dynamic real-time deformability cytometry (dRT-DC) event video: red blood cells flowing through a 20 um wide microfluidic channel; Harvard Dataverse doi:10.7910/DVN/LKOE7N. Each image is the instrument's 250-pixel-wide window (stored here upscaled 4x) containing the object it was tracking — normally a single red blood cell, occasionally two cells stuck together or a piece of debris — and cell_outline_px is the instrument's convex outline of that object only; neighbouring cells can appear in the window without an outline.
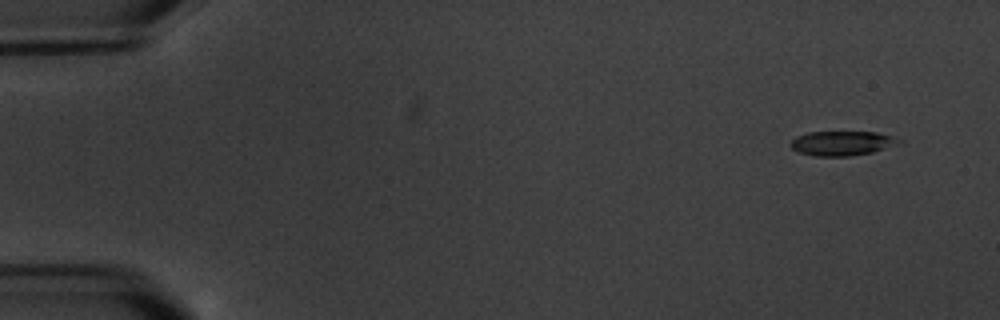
{"species": "common noctule bat (a hibernating species)", "species_latin": "Nyctalus noctula", "temperature_condition": "warm", "stored_images_in_passage": 5, "camera_frame_rate_fps": 3000, "um_per_image_px": 0.085, "animal": {"sex": "male", "body_mass_g": 20.1, "forearm_length_mm": 53.5}, "frame": {"image": 1, "passage_image": 1, "time_ms": 0.0, "image_size_px": [1000, 320], "cell_outline_px": [[904, 140], [896, 144], [872, 152], [848, 156], [812, 156], [796, 152], [788, 144], [796, 136], [808, 132], [876, 132], [892, 136]], "centroid_in_image_um": [71.51, 12.17], "position_along_channel_um": 13.5, "area_um2": 15.49}}
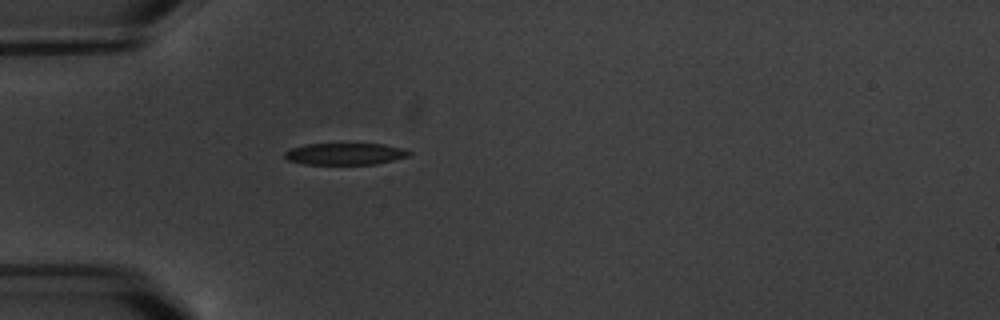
{"frame": {"image": 2, "passage_image": 5, "time_ms": 4.667, "image_size_px": [1000, 320], "cell_outline_px": [[412, 152], [408, 156], [376, 164], [304, 164], [288, 160], [284, 156], [284, 152], [292, 148], [308, 144], [384, 144], [404, 148]], "centroid_in_image_um": [29.35, 13.08], "position_along_channel_um": 55.7, "area_um2": 15.66}}